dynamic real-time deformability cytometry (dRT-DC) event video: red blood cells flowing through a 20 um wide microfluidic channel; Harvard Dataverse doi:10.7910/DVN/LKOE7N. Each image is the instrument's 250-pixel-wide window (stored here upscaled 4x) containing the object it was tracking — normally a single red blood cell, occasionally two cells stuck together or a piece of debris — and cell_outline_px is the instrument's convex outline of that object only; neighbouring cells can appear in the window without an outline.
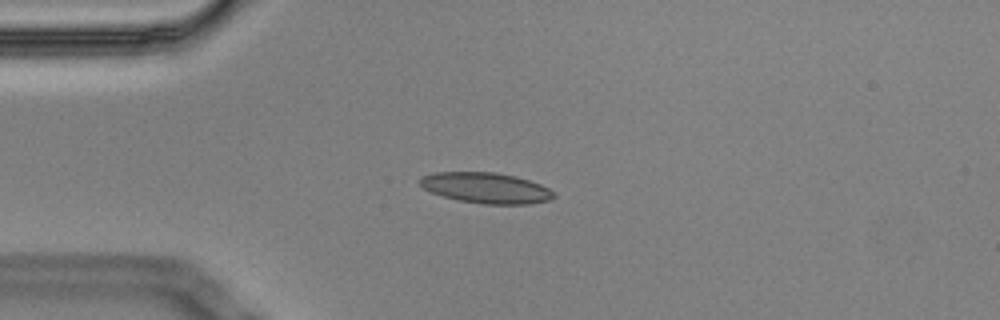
{"species": "Egyptian fruit bat (a non-hibernating species)", "species_latin": "Rousettus aegyptiacus", "temperature_condition": "cold", "stored_images_in_passage": 7, "camera_frame_rate_fps": 3000, "um_per_image_px": 0.085, "animal": {"sex": "male"}, "frame": {"image": 1, "passage_image": 2, "time_ms": 0.333, "image_size_px": [1000, 320], "cell_outline_px": [[556, 196], [552, 200], [528, 204], [484, 204], [460, 200], [444, 196], [432, 192], [424, 188], [420, 184], [420, 176], [432, 172], [496, 172], [516, 176], [540, 184], [548, 188]], "centroid_in_image_um": [41.32, 15.96], "position_along_channel_um": 43.7, "area_um2": 23.87}}
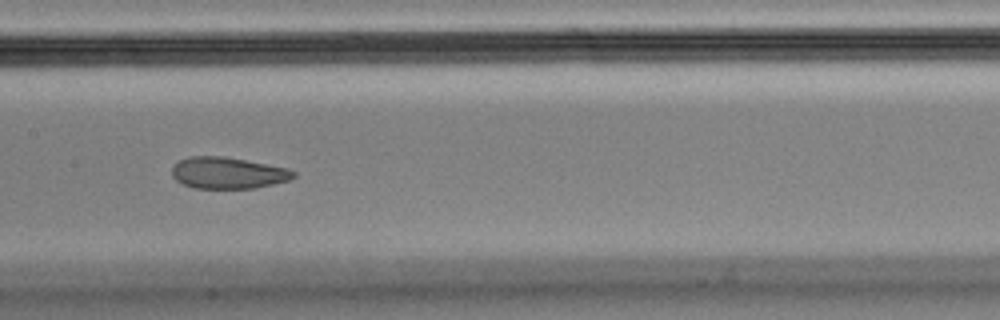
{"frame": {"image": 2, "passage_image": 6, "time_ms": 1.667, "image_size_px": [1000, 320], "cell_outline_px": [[296, 176], [288, 180], [256, 188], [192, 188], [176, 180], [172, 176], [172, 164], [180, 160], [192, 156], [224, 156], [288, 168], [296, 172]], "centroid_in_image_um": [19.35, 14.69], "position_along_channel_um": 188.0, "area_um2": 22.31}}
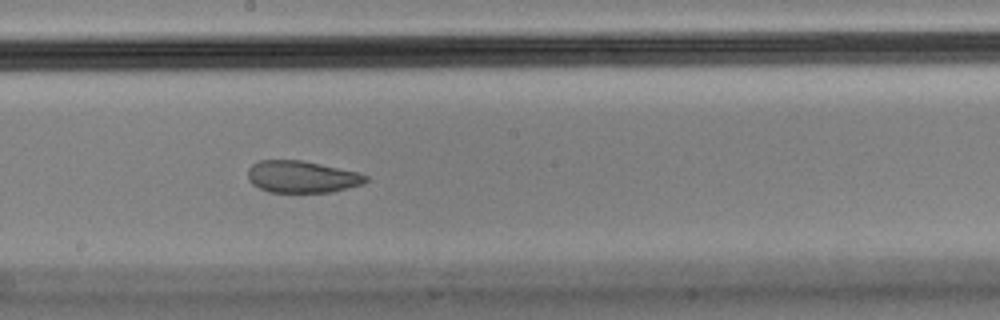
{"frame": {"image": 3, "passage_image": 7, "time_ms": 2.0, "image_size_px": [1000, 320], "cell_outline_px": [[368, 180], [364, 184], [332, 192], [268, 192], [252, 184], [248, 180], [248, 168], [252, 164], [260, 160], [300, 160], [360, 172], [368, 176]], "centroid_in_image_um": [25.68, 15.03], "position_along_channel_um": 222.5, "area_um2": 22.08}}